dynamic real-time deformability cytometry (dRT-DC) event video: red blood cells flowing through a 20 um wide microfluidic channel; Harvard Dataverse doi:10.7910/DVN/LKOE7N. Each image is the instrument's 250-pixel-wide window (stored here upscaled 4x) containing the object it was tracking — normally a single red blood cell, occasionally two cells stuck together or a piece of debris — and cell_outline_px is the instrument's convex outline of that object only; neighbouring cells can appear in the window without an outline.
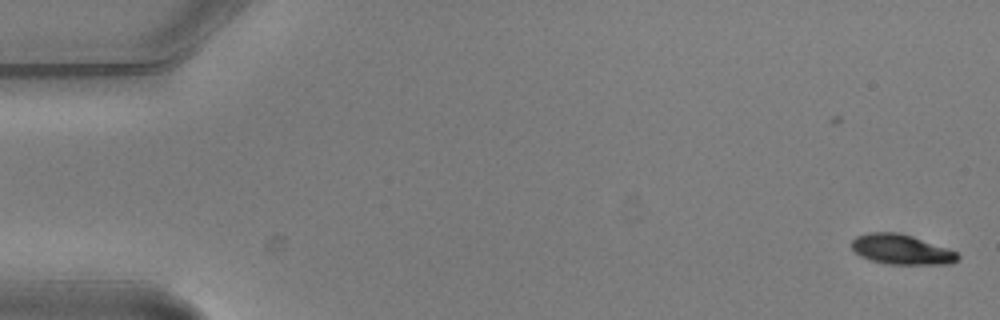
{"species": "common noctule bat (a hibernating species)", "species_latin": "Nyctalus noctula", "temperature_condition": "warm", "stored_images_in_passage": 5, "camera_frame_rate_fps": 3000, "um_per_image_px": 0.085, "animal": {"sex": "male", "body_mass_g": 20.5, "forearm_length_mm": 52.5}, "frame": {"image": 1, "passage_image": 1, "time_ms": 0.0, "image_size_px": [1000, 320], "cell_outline_px": [[960, 256], [952, 264], [884, 264], [860, 256], [852, 248], [852, 240], [856, 236], [868, 232], [900, 232], [948, 248], [956, 252]], "centroid_in_image_um": [76.61, 21.2], "position_along_channel_um": 8.4, "area_um2": 18.55}}
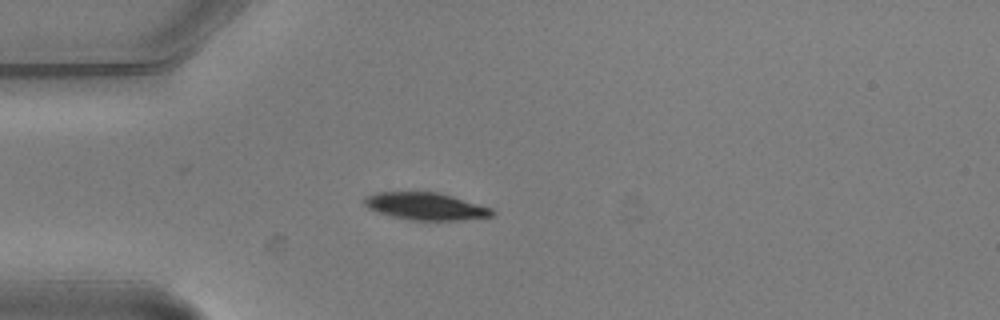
{"frame": {"image": 2, "passage_image": 5, "time_ms": 1.333, "image_size_px": [1000, 320], "cell_outline_px": [[496, 212], [492, 216], [460, 220], [412, 220], [392, 216], [376, 212], [368, 208], [364, 204], [364, 196], [376, 192], [440, 192], [492, 208]], "centroid_in_image_um": [36.17, 17.53], "position_along_channel_um": 48.8, "area_um2": 20.4}}